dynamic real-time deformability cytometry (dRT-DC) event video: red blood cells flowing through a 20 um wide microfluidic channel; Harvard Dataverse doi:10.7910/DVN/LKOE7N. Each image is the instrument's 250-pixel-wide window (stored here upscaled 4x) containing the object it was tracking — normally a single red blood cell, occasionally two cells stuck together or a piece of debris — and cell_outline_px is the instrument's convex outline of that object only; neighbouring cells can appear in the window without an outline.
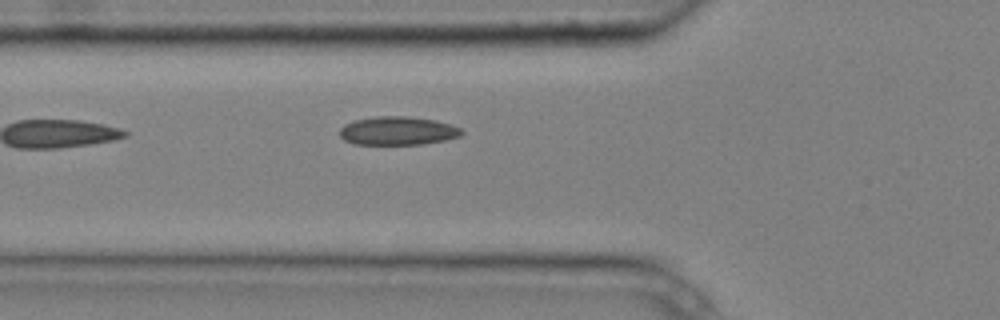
{"species": "common noctule bat (a hibernating species)", "species_latin": "Nyctalus noctula", "temperature_condition": "cold", "stored_images_in_passage": 5, "camera_frame_rate_fps": 3000, "um_per_image_px": 0.085, "animal": {"sex": "male", "body_mass_g": 20.4}, "frame": {"image": 1, "passage_image": 5, "time_ms": 1.333, "image_size_px": [1000, 320], "cell_outline_px": [[464, 132], [460, 136], [444, 140], [420, 144], [352, 144], [344, 140], [340, 136], [340, 128], [344, 124], [352, 120], [376, 116], [408, 116], [436, 120], [460, 128]], "centroid_in_image_um": [33.76, 11.11], "position_along_channel_um": 92.0, "area_um2": 20.29}}